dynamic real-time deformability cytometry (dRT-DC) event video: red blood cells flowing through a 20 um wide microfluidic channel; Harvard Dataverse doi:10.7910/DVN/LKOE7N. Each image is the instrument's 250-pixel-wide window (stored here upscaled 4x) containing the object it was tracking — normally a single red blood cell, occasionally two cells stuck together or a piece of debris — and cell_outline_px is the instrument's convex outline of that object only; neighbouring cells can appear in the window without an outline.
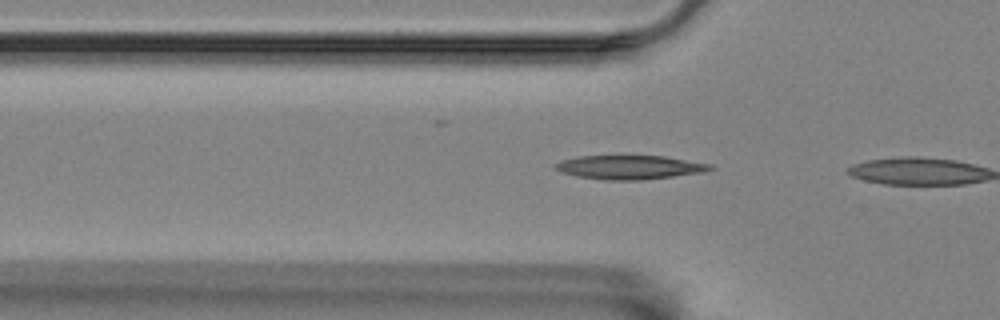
{"species": "Egyptian fruit bat (a non-hibernating species)", "species_latin": "Rousettus aegyptiacus", "temperature_condition": "room temperature", "stored_images_in_passage": 6, "camera_frame_rate_fps": 3000, "um_per_image_px": 0.085, "animal": {"sex": "female"}, "frame": {"image": 1, "passage_image": 6, "time_ms": 1.667, "image_size_px": [1000, 320], "cell_outline_px": [[716, 168], [704, 172], [640, 180], [604, 180], [576, 176], [560, 172], [552, 168], [552, 164], [560, 160], [580, 156], [664, 156], [712, 164]], "centroid_in_image_um": [53.47, 14.21], "position_along_channel_um": 72.3, "area_um2": 21.73}}